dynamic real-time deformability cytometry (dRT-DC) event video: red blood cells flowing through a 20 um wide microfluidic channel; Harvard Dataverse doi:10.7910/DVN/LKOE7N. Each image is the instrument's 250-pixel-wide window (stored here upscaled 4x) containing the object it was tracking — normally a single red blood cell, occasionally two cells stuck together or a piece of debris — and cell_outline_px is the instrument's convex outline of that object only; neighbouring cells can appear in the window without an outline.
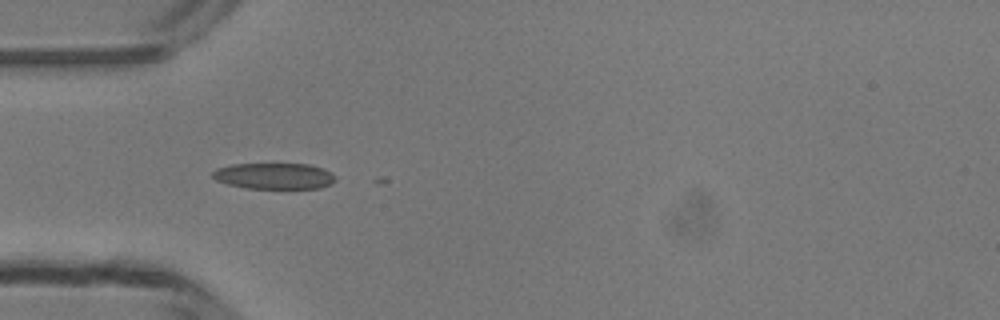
{"species": "common noctule bat (a hibernating species)", "species_latin": "Nyctalus noctula", "temperature_condition": "room temperature", "stored_images_in_passage": 7, "camera_frame_rate_fps": 3000, "um_per_image_px": 0.085, "animal": {"sex": "male", "body_mass_g": 13.3}, "frame": {"image": 1, "passage_image": 1, "time_ms": 0.0, "image_size_px": [1000, 320], "cell_outline_px": [[336, 180], [332, 184], [320, 188], [248, 188], [228, 184], [216, 180], [212, 176], [212, 172], [216, 168], [232, 164], [308, 164], [324, 168], [336, 176]], "centroid_in_image_um": [23.33, 14.95], "position_along_channel_um": 61.7, "area_um2": 18.73}}
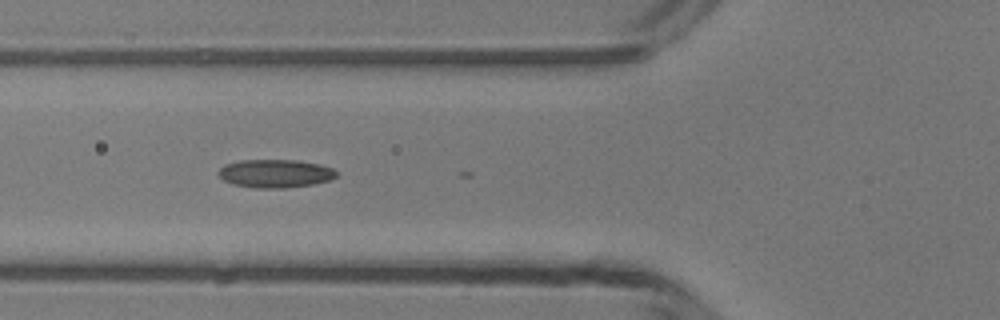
{"frame": {"image": 2, "passage_image": 4, "time_ms": 1.0, "image_size_px": [1000, 320], "cell_outline_px": [[340, 172], [332, 180], [312, 184], [284, 188], [256, 188], [232, 184], [224, 180], [216, 172], [224, 164], [240, 160], [296, 160], [320, 164], [332, 168]], "centroid_in_image_um": [23.41, 14.74], "position_along_channel_um": 102.4, "area_um2": 19.59}}